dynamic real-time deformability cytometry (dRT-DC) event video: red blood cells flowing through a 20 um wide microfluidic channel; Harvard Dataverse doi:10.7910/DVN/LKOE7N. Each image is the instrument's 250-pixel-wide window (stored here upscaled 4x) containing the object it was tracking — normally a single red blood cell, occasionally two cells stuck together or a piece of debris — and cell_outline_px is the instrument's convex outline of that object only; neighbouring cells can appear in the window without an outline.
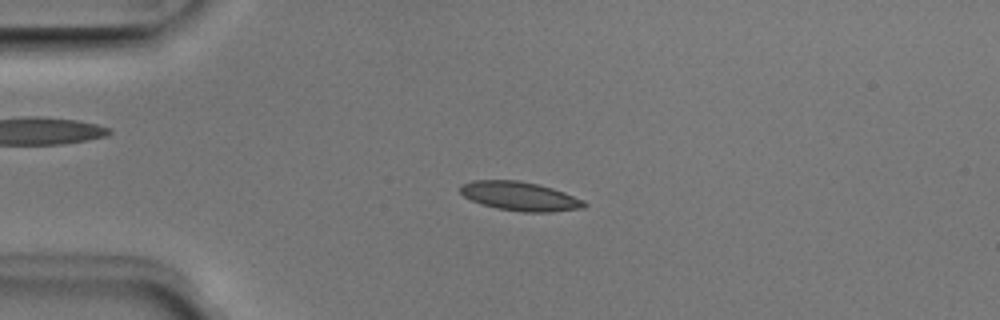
{"species": "Egyptian fruit bat (a non-hibernating species)", "species_latin": "Rousettus aegyptiacus", "temperature_condition": "room temperature", "stored_images_in_passage": 50, "camera_frame_rate_fps": 3000, "um_per_image_px": 0.085, "animal": {"sex": "male"}, "frame": {"image": 1, "passage_image": 12, "time_ms": 3.667, "image_size_px": [1000, 320], "cell_outline_px": [[588, 204], [584, 208], [552, 212], [524, 212], [496, 208], [480, 204], [464, 196], [460, 192], [460, 184], [472, 180], [516, 180], [536, 184], [552, 188], [564, 192], [584, 200]], "centroid_in_image_um": [44.19, 16.68], "position_along_channel_um": 40.8, "area_um2": 20.98}}
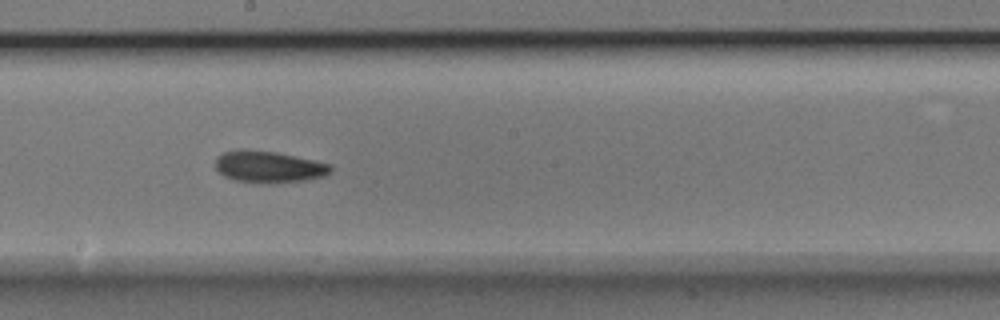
{"frame": {"image": 2, "passage_image": 28, "time_ms": 9.0, "image_size_px": [1000, 320], "cell_outline_px": [[332, 172], [324, 176], [304, 180], [272, 184], [260, 184], [232, 180], [224, 176], [216, 168], [216, 156], [224, 152], [236, 148], [244, 148], [276, 152], [332, 164]], "centroid_in_image_um": [22.81, 14.18], "position_along_channel_um": 225.4, "area_um2": 21.79}}
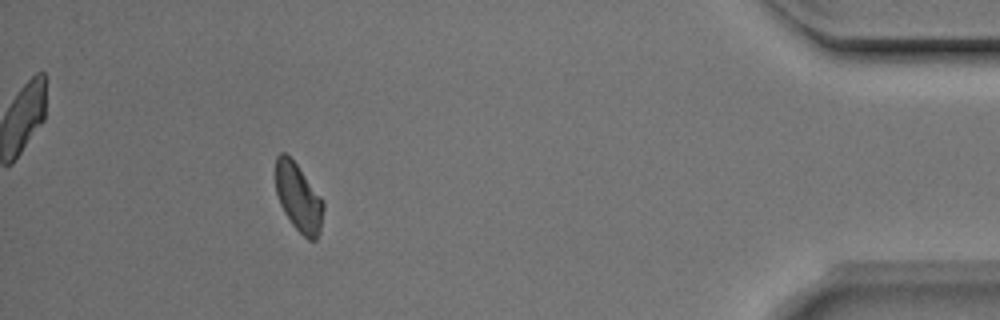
{"frame": {"image": 3, "passage_image": 46, "time_ms": 15.0, "image_size_px": [1000, 320], "cell_outline_px": [[324, 208], [320, 232], [316, 240], [308, 240], [292, 224], [284, 212], [280, 204], [276, 192], [276, 156], [280, 152], [284, 152], [296, 164], [324, 200]], "centroid_in_image_um": [25.38, 16.81], "position_along_channel_um": 409.8, "area_um2": 18.84}, "authors_computed_cell_mechanics": {"area_um2": 20.0855, "velocity_mm_per_s": 3.9892, "shape_relaxation_time_tau1_ms": 5.911, "shape_relaxation_time_tau2_ms": null, "deformation_change_tau1": 0.1238, "deformation_change_tau2": null}}